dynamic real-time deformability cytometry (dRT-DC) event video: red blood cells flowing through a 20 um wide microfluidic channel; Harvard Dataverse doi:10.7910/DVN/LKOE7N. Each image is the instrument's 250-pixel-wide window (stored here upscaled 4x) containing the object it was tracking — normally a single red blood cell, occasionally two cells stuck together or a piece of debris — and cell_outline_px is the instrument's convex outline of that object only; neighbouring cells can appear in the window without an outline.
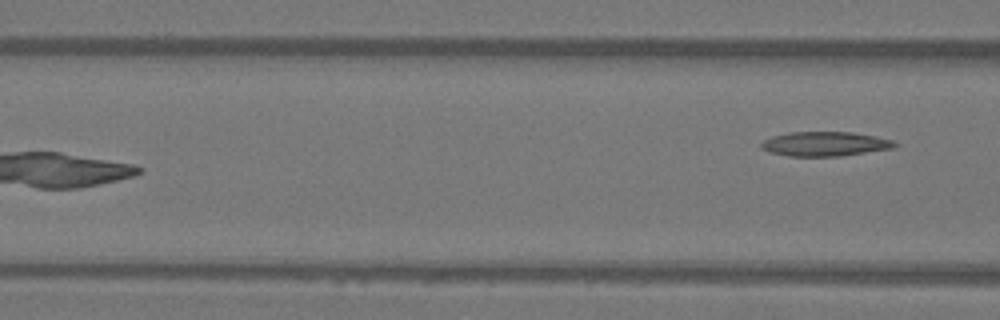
{"species": "Egyptian fruit bat (a non-hibernating species)", "species_latin": "Rousettus aegyptiacus", "temperature_condition": "warm", "stored_images_in_passage": 7, "segment_of_instrument_passage": [2, 2], "camera_frame_rate_fps": 3000, "um_per_image_px": 0.085, "animal": {"sex": "female"}, "frame": {"image": 1, "passage_image": 7, "time_ms": 2.0, "image_size_px": [1000, 320], "cell_outline_px": [[900, 144], [892, 148], [840, 156], [788, 156], [768, 152], [760, 148], [760, 144], [764, 140], [772, 136], [788, 132], [852, 132], [876, 136], [892, 140]], "centroid_in_image_um": [70.09, 12.23], "position_along_channel_um": 96.5, "area_um2": 19.07}}